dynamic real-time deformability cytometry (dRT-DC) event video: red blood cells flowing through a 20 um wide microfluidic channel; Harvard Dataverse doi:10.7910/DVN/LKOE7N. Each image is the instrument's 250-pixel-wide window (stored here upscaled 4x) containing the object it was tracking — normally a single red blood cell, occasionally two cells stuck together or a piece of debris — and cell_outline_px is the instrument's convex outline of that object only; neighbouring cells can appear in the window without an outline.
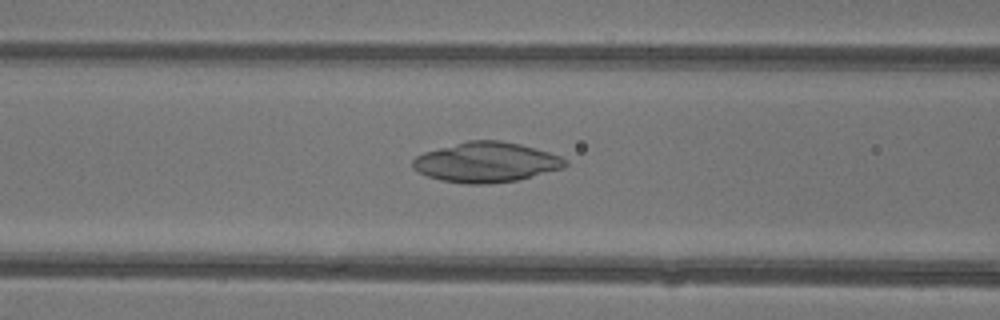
{"species": "common noctule bat (a hibernating species)", "species_latin": "Nyctalus noctula", "temperature_condition": "warm", "stored_images_in_passage": 34, "camera_frame_rate_fps": 3000, "um_per_image_px": 0.085, "animal": {"sex": "female"}, "frame": {"image": 1, "passage_image": 15, "time_ms": 4.667, "image_size_px": [1000, 320], "cell_outline_px": [[568, 164], [564, 168], [516, 180], [488, 184], [468, 184], [440, 180], [428, 176], [412, 168], [412, 160], [416, 156], [424, 152], [468, 140], [500, 140], [520, 144], [548, 152], [560, 156], [568, 160]], "centroid_in_image_um": [41.33, 13.79], "position_along_channel_um": 125.3, "area_um2": 35.49}}
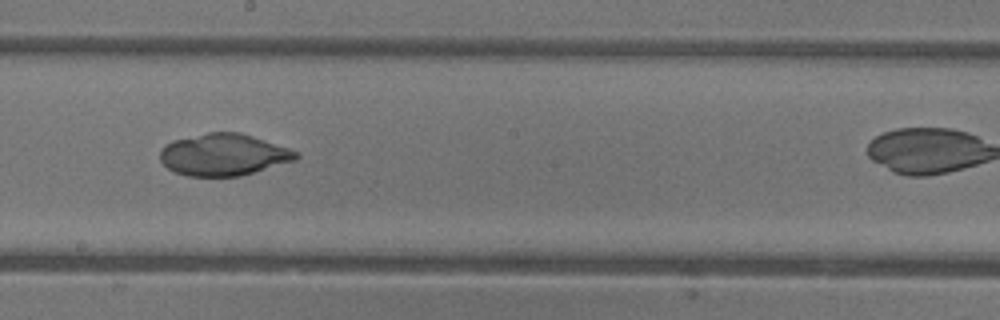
{"frame": {"image": 2, "passage_image": 22, "time_ms": 7.0, "image_size_px": [1000, 320], "cell_outline_px": [[300, 156], [296, 160], [240, 176], [188, 176], [176, 172], [168, 168], [160, 160], [160, 148], [164, 144], [172, 140], [208, 132], [240, 132], [288, 148], [296, 152]], "centroid_in_image_um": [18.97, 13.14], "position_along_channel_um": 229.2, "area_um2": 33.06}}
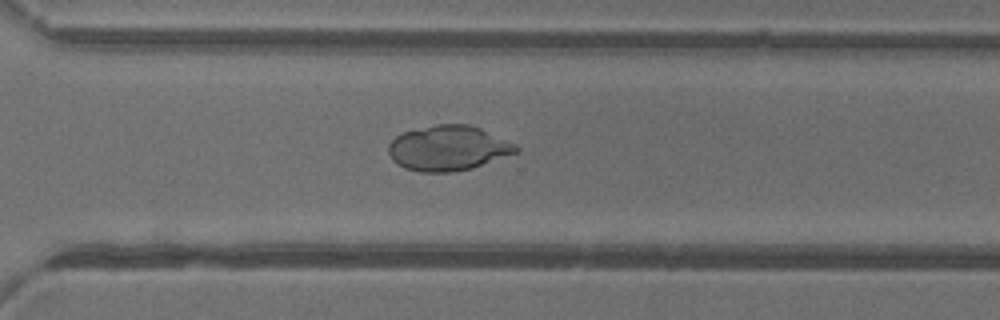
{"frame": {"image": 3, "passage_image": 29, "time_ms": 9.333, "image_size_px": [1000, 320], "cell_outline_px": [[520, 148], [516, 152], [472, 168], [448, 172], [420, 172], [404, 168], [396, 164], [392, 160], [388, 152], [388, 144], [396, 136], [404, 132], [436, 124], [468, 124], [480, 128], [516, 144]], "centroid_in_image_um": [38.06, 12.59], "position_along_channel_um": 332.5, "area_um2": 33.29}}